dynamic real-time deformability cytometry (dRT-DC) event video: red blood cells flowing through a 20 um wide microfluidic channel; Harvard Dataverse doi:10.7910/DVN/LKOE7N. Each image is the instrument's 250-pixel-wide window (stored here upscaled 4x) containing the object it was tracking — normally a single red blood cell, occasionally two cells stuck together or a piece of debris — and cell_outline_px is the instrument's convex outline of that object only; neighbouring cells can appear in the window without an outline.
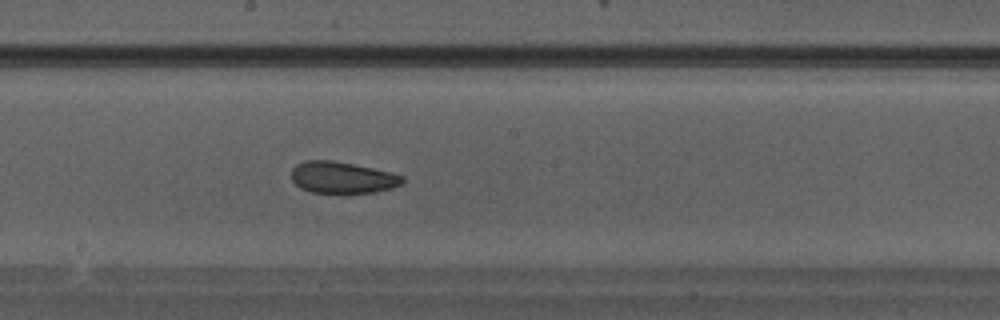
{"species": "Egyptian fruit bat (a non-hibernating species)", "species_latin": "Rousettus aegyptiacus", "temperature_condition": "warm", "stored_images_in_passage": 29, "camera_frame_rate_fps": 3000, "um_per_image_px": 0.085, "animal": {"sex": "male"}, "frame": {"image": 1, "passage_image": 17, "time_ms": 5.333, "image_size_px": [1000, 320], "cell_outline_px": [[404, 180], [400, 184], [392, 188], [372, 192], [344, 196], [312, 192], [300, 188], [292, 180], [292, 168], [296, 164], [304, 160], [332, 160], [392, 172], [404, 176]], "centroid_in_image_um": [29.08, 15.13], "position_along_channel_um": 219.1, "area_um2": 21.1}}